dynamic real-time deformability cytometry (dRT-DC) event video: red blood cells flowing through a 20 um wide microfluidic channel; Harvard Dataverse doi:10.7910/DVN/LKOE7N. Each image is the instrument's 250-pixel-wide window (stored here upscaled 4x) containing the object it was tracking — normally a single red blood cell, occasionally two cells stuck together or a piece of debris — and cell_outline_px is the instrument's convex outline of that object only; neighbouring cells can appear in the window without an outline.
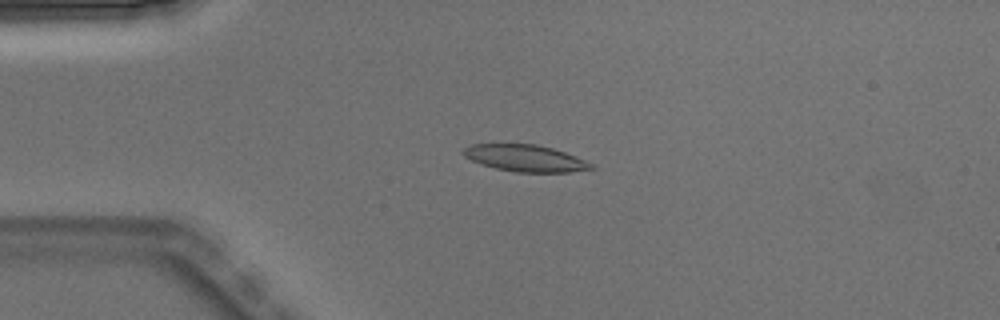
{"species": "Egyptian fruit bat (a non-hibernating species)", "species_latin": "Rousettus aegyptiacus", "temperature_condition": "warm", "stored_images_in_passage": 4, "camera_frame_rate_fps": 3000, "um_per_image_px": 0.085, "animal": {"sex": "male"}, "frame": {"image": 1, "passage_image": 4, "time_ms": 1.0, "image_size_px": [1000, 320], "cell_outline_px": [[596, 168], [568, 172], [516, 172], [496, 168], [480, 164], [464, 156], [460, 152], [464, 148], [472, 144], [536, 144], [552, 148], [576, 156], [592, 164]], "centroid_in_image_um": [44.62, 13.44], "position_along_channel_um": 40.4, "area_um2": 19.83}}